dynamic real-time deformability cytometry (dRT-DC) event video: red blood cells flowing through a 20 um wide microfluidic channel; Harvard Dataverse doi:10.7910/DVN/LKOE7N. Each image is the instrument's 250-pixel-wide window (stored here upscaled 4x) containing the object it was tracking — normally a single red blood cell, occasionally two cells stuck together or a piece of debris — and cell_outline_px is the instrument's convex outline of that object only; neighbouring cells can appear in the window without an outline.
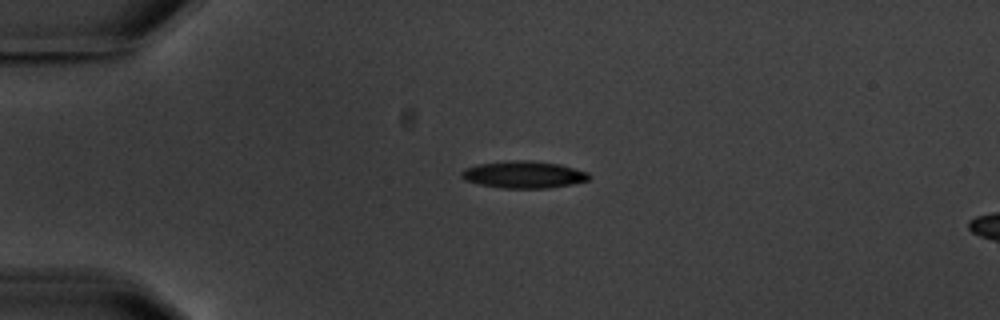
{"species": "common noctule bat (a hibernating species)", "species_latin": "Nyctalus noctula", "temperature_condition": "warm", "stored_images_in_passage": 3, "camera_frame_rate_fps": 3000, "um_per_image_px": 0.085, "animal": {"sex": "male", "body_mass_g": 20.1, "forearm_length_mm": 53.5}, "frame": {"image": 1, "passage_image": 1, "time_ms": 0.0, "image_size_px": [1000, 320], "cell_outline_px": [[592, 176], [588, 180], [572, 184], [548, 188], [504, 188], [480, 184], [464, 180], [460, 176], [460, 172], [464, 168], [476, 164], [504, 160], [532, 160], [560, 164], [588, 172]], "centroid_in_image_um": [44.49, 14.82], "position_along_channel_um": 40.5, "area_um2": 20.4}}